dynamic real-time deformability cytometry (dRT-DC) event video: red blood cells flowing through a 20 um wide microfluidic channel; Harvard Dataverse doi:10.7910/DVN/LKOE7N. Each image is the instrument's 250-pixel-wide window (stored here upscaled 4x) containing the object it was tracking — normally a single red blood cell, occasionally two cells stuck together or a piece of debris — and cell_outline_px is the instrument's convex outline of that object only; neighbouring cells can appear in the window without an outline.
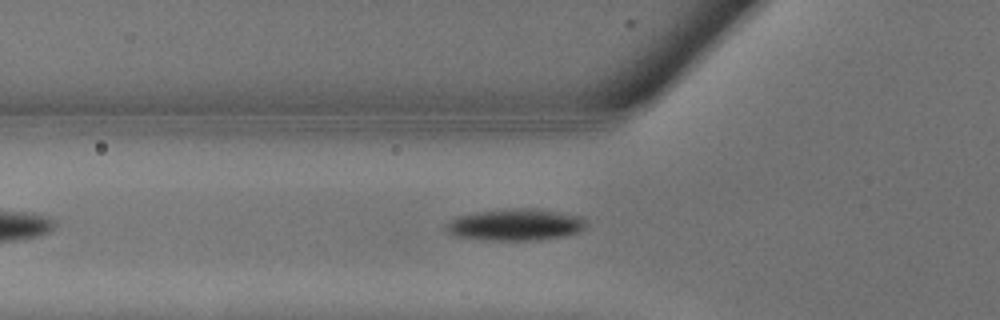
{"species": "common noctule bat (a hibernating species)", "species_latin": "Nyctalus noctula", "temperature_condition": "warm", "stored_images_in_passage": 9, "camera_frame_rate_fps": 3000, "um_per_image_px": 0.085, "animal": {"sex": "male", "body_mass_g": 13.3}, "frame": {"image": 1, "passage_image": 9, "time_ms": 2.667, "image_size_px": [1000, 320], "cell_outline_px": [[588, 224], [584, 228], [576, 232], [560, 236], [536, 240], [488, 240], [452, 236], [444, 228], [444, 224], [460, 216], [476, 212], [520, 208], [524, 208], [556, 212], [580, 216], [588, 220]], "centroid_in_image_um": [43.78, 19.11], "position_along_channel_um": 82.0, "area_um2": 25.49}}